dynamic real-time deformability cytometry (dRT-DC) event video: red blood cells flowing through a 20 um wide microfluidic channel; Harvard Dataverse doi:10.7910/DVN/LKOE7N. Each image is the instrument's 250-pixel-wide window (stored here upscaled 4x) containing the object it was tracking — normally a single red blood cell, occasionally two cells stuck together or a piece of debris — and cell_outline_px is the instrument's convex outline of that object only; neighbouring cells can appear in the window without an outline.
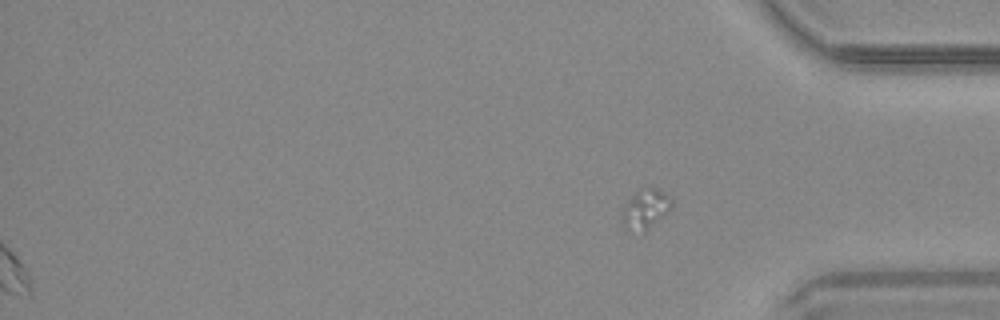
{"species": "common noctule bat (a hibernating species)", "species_latin": "Nyctalus noctula", "temperature_condition": "warm", "stored_images_in_passage": 34, "segment_of_instrument_passage": [2, 2], "camera_frame_rate_fps": 3000, "um_per_image_px": 0.085, "animal": {"sex": "male", "body_mass_g": 20.4}, "frame": {"image": 1, "passage_image": 34, "time_ms": 11.0, "image_size_px": [1000, 320], "cell_outline_px": [[672, 208], [664, 216], [644, 232], [624, 228], [624, 208], [632, 196], [636, 192], [648, 188], [656, 188], [672, 196]], "centroid_in_image_um": [54.95, 17.76], "position_along_channel_um": 380.3, "area_um2": 11.04}}